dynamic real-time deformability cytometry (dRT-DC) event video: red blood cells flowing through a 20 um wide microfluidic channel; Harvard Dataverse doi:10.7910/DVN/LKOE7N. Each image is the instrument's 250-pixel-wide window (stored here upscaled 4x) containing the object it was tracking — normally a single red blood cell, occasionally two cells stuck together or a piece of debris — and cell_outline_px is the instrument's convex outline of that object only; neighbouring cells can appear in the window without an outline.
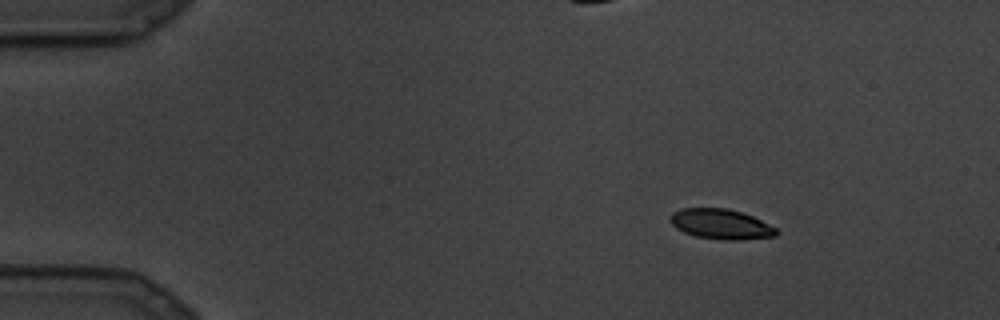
{"species": "common noctule bat (a hibernating species)", "species_latin": "Nyctalus noctula", "temperature_condition": "cold", "stored_images_in_passage": 9, "camera_frame_rate_fps": 3000, "um_per_image_px": 0.085, "animal": {"sex": "male", "body_mass_g": 19.5, "forearm_length_mm": 54.6}, "frame": {"image": 1, "passage_image": 1, "time_ms": 0.0, "image_size_px": [1000, 320], "cell_outline_px": [[780, 232], [776, 236], [740, 240], [724, 240], [696, 236], [684, 232], [676, 228], [668, 220], [668, 216], [672, 212], [680, 208], [728, 208], [744, 212], [776, 228]], "centroid_in_image_um": [61.26, 19.04], "position_along_channel_um": 23.7, "area_um2": 18.84}}